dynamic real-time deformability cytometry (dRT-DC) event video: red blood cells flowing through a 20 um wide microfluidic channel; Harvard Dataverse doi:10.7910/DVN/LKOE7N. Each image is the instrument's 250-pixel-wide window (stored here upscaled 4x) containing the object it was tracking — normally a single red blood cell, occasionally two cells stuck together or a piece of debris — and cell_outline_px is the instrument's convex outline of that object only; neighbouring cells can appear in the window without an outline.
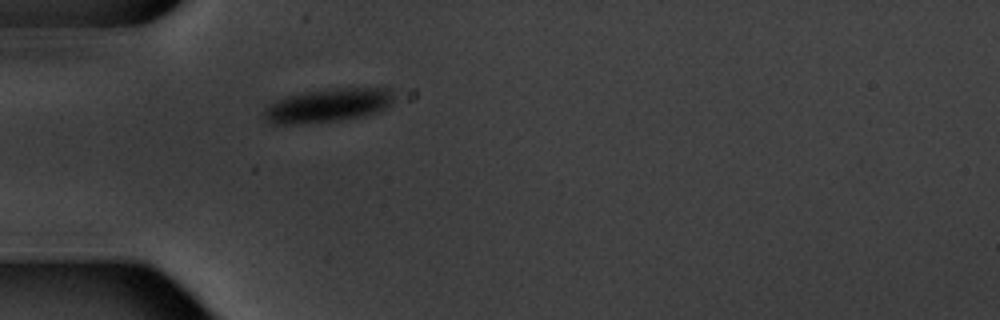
{"species": "common noctule bat (a hibernating species)", "species_latin": "Nyctalus noctula", "temperature_condition": "warm", "stored_images_in_passage": 1, "camera_frame_rate_fps": 3000, "um_per_image_px": 0.085, "animal": {"sex": "male", "body_mass_g": 20.1, "forearm_length_mm": 53.5}, "frame": {"image": 1, "passage_image": 1, "time_ms": 0.0, "image_size_px": [1000, 320], "cell_outline_px": [[392, 100], [384, 108], [376, 112], [364, 116], [336, 120], [300, 124], [268, 124], [260, 112], [264, 108], [276, 100], [288, 96], [308, 92], [336, 88], [388, 88], [392, 92]], "centroid_in_image_um": [27.78, 8.97], "position_along_channel_um": 57.2, "area_um2": 25.2}}